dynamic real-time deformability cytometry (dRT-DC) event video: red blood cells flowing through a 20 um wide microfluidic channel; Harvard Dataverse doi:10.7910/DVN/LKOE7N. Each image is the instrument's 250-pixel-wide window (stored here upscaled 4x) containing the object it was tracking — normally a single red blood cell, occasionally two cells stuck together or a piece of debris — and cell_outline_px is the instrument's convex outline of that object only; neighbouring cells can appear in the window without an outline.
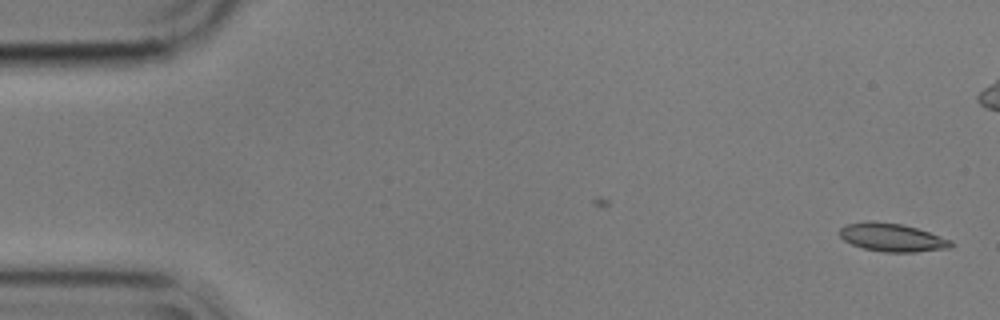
{"species": "common noctule bat (a hibernating species)", "species_latin": "Nyctalus noctula", "temperature_condition": "cold", "stored_images_in_passage": 48, "camera_frame_rate_fps": 3000, "um_per_image_px": 0.085, "animal": {"sex": "male", "body_mass_g": 17.9}, "frame": {"image": 1, "passage_image": 1, "time_ms": 0.0, "image_size_px": [1000, 320], "cell_outline_px": [[956, 244], [952, 248], [916, 252], [884, 252], [864, 248], [852, 244], [844, 240], [840, 236], [840, 228], [848, 224], [868, 220], [900, 224], [916, 228], [952, 240]], "centroid_in_image_um": [75.87, 20.19], "position_along_channel_um": 9.1, "area_um2": 18.26}}
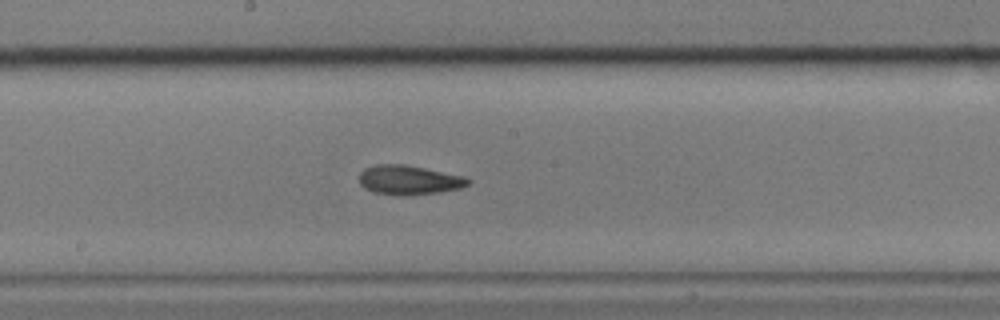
{"frame": {"image": 2, "passage_image": 29, "time_ms": 9.333, "image_size_px": [1000, 320], "cell_outline_px": [[472, 180], [468, 184], [460, 188], [440, 192], [408, 196], [400, 196], [372, 192], [364, 188], [360, 184], [360, 172], [364, 168], [376, 164], [404, 164], [464, 176]], "centroid_in_image_um": [34.74, 15.31], "position_along_channel_um": 213.5, "area_um2": 18.79}}
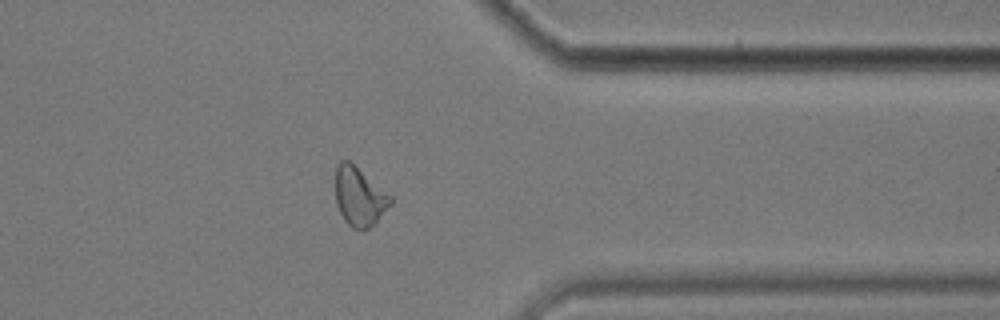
{"frame": {"image": 3, "passage_image": 44, "time_ms": 14.333, "image_size_px": [1000, 320], "cell_outline_px": [[392, 204], [368, 228], [352, 228], [344, 220], [336, 204], [336, 164], [340, 160], [348, 160], [392, 196]], "centroid_in_image_um": [30.53, 16.69], "position_along_channel_um": 380.9, "area_um2": 18.5}, "authors_computed_cell_mechanics": {"area_um2": 18.2937, "velocity_mm_per_s": 3.5352, "shape_relaxation_time_tau1_ms": 6.1214, "shape_relaxation_time_tau2_ms": 2.6207, "deformation_change_tau1": 0.1369, "deformation_change_tau2": 0.0852}}